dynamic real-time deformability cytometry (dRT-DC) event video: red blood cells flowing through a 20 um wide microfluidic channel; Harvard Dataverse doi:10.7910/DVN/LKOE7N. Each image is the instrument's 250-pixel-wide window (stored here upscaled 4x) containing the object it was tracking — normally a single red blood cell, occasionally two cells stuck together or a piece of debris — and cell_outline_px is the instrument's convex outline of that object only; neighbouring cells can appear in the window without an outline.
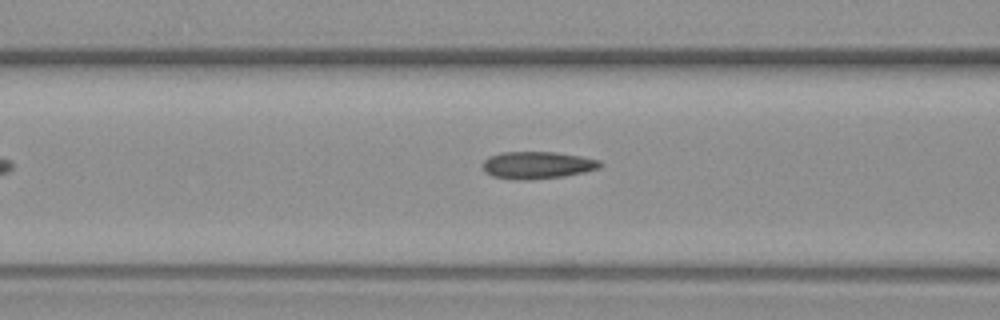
{"species": "common noctule bat (a hibernating species)", "species_latin": "Nyctalus noctula", "temperature_condition": "warm", "stored_images_in_passage": 8, "camera_frame_rate_fps": 3000, "um_per_image_px": 0.085, "animal": {"sex": "female", "body_mass_g": 19.3, "forearm_length_mm": 54.1}, "frame": {"image": 1, "passage_image": 7, "time_ms": 8.333, "image_size_px": [1000, 320], "cell_outline_px": [[604, 164], [600, 168], [584, 172], [564, 176], [532, 180], [516, 180], [492, 176], [484, 172], [480, 164], [488, 156], [500, 152], [556, 152], [580, 156], [600, 160]], "centroid_in_image_um": [45.64, 14.04], "position_along_channel_um": 121.0, "area_um2": 19.02}}
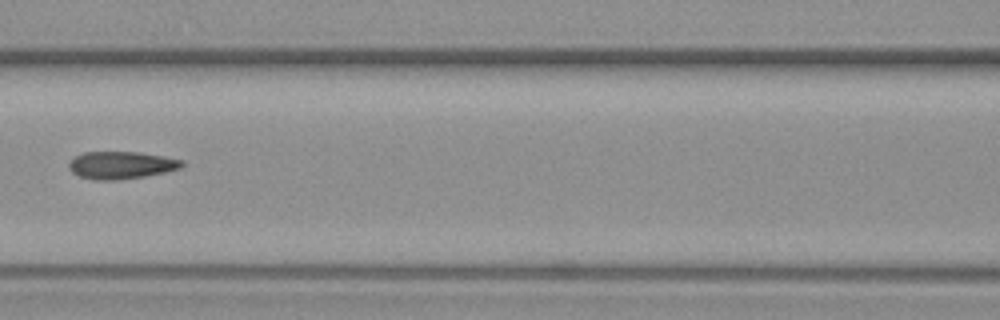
{"frame": {"image": 2, "passage_image": 8, "time_ms": 9.333, "image_size_px": [1000, 320], "cell_outline_px": [[184, 164], [180, 168], [164, 172], [144, 176], [116, 180], [92, 180], [80, 176], [72, 172], [68, 168], [68, 164], [76, 156], [84, 152], [136, 152], [164, 156], [184, 160]], "centroid_in_image_um": [10.3, 14.04], "position_along_channel_um": 156.3, "area_um2": 17.98}}